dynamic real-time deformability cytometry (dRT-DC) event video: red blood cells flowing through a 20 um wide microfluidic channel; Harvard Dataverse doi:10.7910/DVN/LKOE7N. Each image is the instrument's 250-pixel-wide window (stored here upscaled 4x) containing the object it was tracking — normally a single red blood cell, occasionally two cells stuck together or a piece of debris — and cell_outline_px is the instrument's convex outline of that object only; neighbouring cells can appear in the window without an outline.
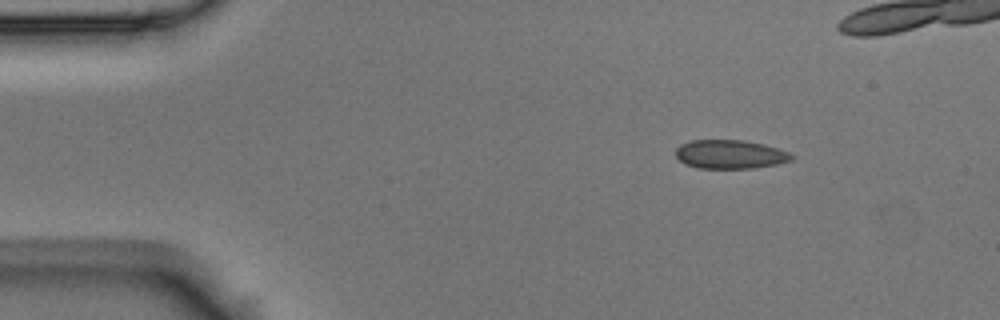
{"species": "Egyptian fruit bat (a non-hibernating species)", "species_latin": "Rousettus aegyptiacus", "temperature_condition": "room temperature", "stored_images_in_passage": 5, "camera_frame_rate_fps": 3000, "um_per_image_px": 0.085, "animal": {"sex": "male"}, "frame": {"image": 1, "passage_image": 1, "time_ms": 0.0, "image_size_px": [1000, 320], "cell_outline_px": [[796, 156], [792, 160], [776, 164], [752, 168], [696, 168], [684, 164], [676, 156], [676, 148], [680, 144], [692, 140], [744, 140], [764, 144], [788, 152]], "centroid_in_image_um": [62.04, 13.11], "position_along_channel_um": 23.0, "area_um2": 19.48}}
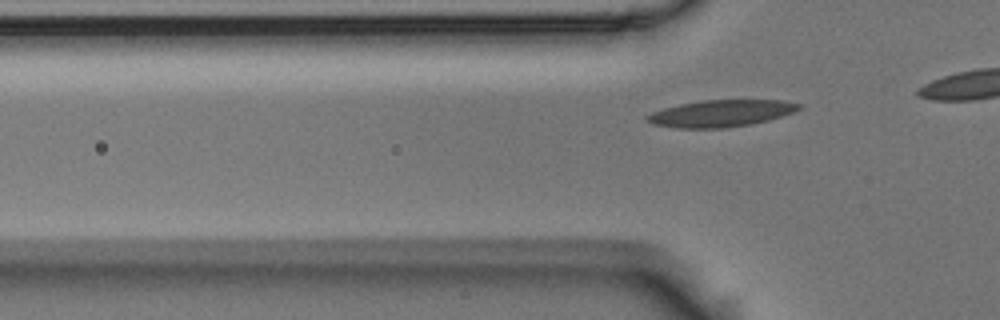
{"frame": {"image": 2, "passage_image": 5, "time_ms": 1.333, "image_size_px": [1000, 320], "cell_outline_px": [[800, 108], [792, 112], [768, 120], [752, 124], [724, 128], [676, 128], [652, 124], [644, 120], [644, 116], [652, 112], [664, 108], [680, 104], [700, 100], [780, 100], [800, 104]], "centroid_in_image_um": [61.2, 9.64], "position_along_channel_um": 64.6, "area_um2": 23.7}}